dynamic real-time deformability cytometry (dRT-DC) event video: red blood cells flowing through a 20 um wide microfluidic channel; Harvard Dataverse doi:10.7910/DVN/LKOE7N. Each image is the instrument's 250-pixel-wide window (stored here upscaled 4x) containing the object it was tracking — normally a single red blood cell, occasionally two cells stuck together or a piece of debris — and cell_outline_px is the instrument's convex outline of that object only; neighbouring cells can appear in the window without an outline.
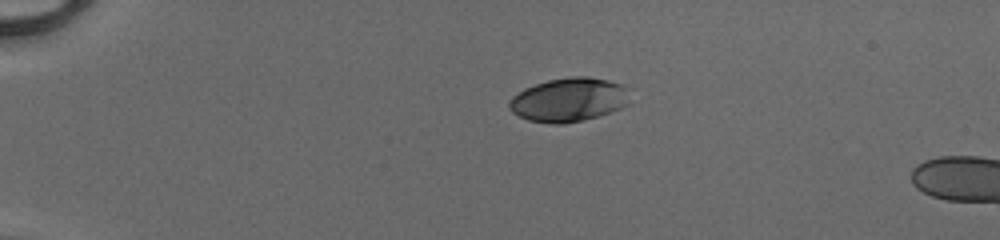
{"species": "human", "species_latin": "Homo sapiens", "temperature_condition": "cold", "stored_images_in_passage": 40, "camera_frame_rate_fps": 3000, "um_per_image_px": 0.085, "donor": {"sex": "male"}, "frame": {"image": 1, "passage_image": 1, "time_ms": 0.0, "image_size_px": [1000, 240], "cell_outline_px": [[628, 104], [620, 108], [584, 120], [560, 124], [548, 124], [528, 120], [512, 112], [508, 108], [508, 100], [512, 96], [524, 88], [548, 80], [568, 76], [588, 76], [608, 80], [624, 84], [628, 88]], "centroid_in_image_um": [48.33, 8.47], "position_along_channel_um": 36.7, "area_um2": 31.04}}
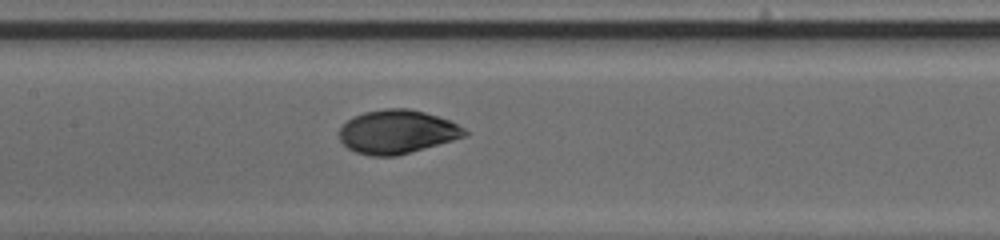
{"frame": {"image": 2, "passage_image": 16, "time_ms": 5.0, "image_size_px": [1000, 240], "cell_outline_px": [[468, 136], [396, 156], [372, 156], [356, 152], [348, 148], [340, 140], [340, 128], [352, 116], [364, 112], [384, 108], [408, 108], [424, 112], [448, 120], [464, 128], [468, 132]], "centroid_in_image_um": [33.75, 11.2], "position_along_channel_um": 173.6, "area_um2": 31.79}}
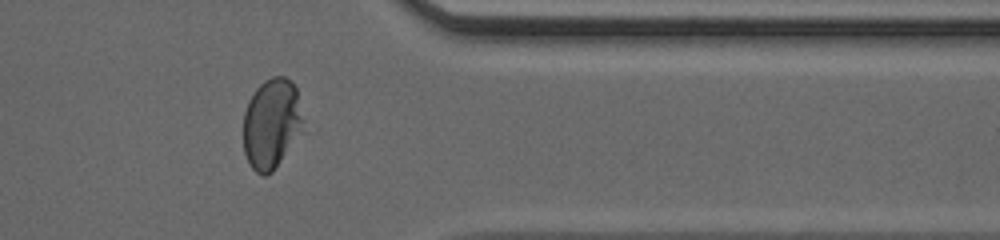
{"frame": {"image": 3, "passage_image": 32, "time_ms": 10.333, "image_size_px": [1000, 240], "cell_outline_px": [[304, 120], [280, 160], [272, 172], [264, 176], [256, 172], [252, 168], [244, 152], [244, 112], [248, 100], [256, 88], [264, 80], [272, 76], [284, 76], [292, 80], [296, 88]], "centroid_in_image_um": [23.04, 10.43], "position_along_channel_um": 388.4, "area_um2": 30.75}, "authors_computed_cell_mechanics": {"area_um2": 31.6166, "velocity_mm_per_s": 4.1413, "shape_relaxation_time_tau1_ms": 5.291, "shape_relaxation_time_tau2_ms": null, "deformation_change_tau1": 0.2034, "deformation_change_tau2": null}}